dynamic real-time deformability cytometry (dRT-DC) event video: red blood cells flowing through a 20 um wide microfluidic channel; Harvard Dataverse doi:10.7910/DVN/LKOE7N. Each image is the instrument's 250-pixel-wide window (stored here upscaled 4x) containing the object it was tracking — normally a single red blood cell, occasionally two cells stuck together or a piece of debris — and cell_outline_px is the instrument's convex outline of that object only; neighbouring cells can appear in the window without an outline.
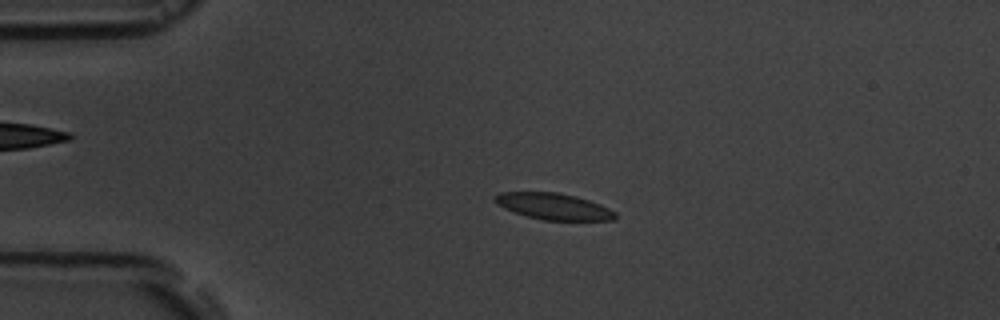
{"species": "common noctule bat (a hibernating species)", "species_latin": "Nyctalus noctula", "temperature_condition": "room temperature", "stored_images_in_passage": 2, "camera_frame_rate_fps": 3000, "um_per_image_px": 0.085, "animal": {"sex": "male", "body_mass_g": 19.5, "forearm_length_mm": 54.6}, "frame": {"image": 1, "passage_image": 1, "time_ms": 0.0, "image_size_px": [1000, 320], "cell_outline_px": [[616, 220], [544, 220], [528, 216], [504, 208], [496, 204], [492, 200], [492, 196], [500, 192], [556, 192], [576, 196], [600, 204], [616, 212]], "centroid_in_image_um": [47.03, 17.53], "position_along_channel_um": 38.0, "area_um2": 18.5}}